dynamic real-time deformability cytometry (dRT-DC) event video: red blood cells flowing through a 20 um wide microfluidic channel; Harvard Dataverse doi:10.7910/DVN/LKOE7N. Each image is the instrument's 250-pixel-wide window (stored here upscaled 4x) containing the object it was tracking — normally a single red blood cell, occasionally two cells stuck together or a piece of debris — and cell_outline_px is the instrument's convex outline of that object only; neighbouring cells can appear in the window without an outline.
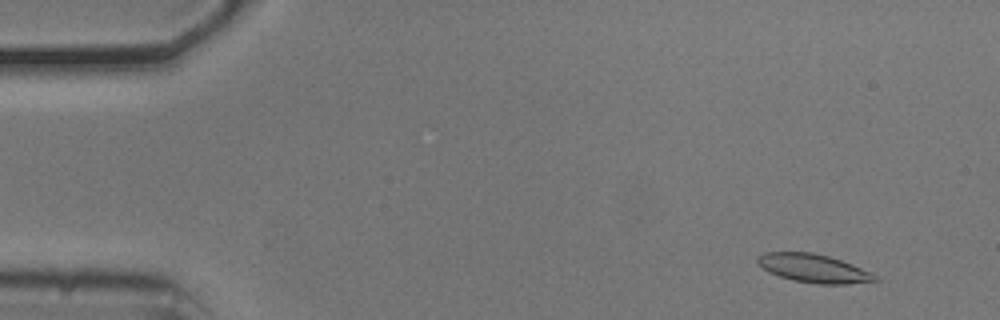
{"species": "common noctule bat (a hibernating species)", "species_latin": "Nyctalus noctula", "temperature_condition": "cold", "stored_images_in_passage": 56, "camera_frame_rate_fps": 3000, "um_per_image_px": 0.085, "animal": {"sex": "male", "body_mass_g": 20.5, "forearm_length_mm": 52.5}, "frame": {"image": 1, "passage_image": 5, "time_ms": 1.333, "image_size_px": [1000, 320], "cell_outline_px": [[880, 280], [848, 284], [816, 284], [792, 280], [768, 272], [756, 264], [756, 256], [764, 252], [812, 252], [828, 256], [852, 264], [872, 272], [880, 276]], "centroid_in_image_um": [69.15, 22.81], "position_along_channel_um": 15.9, "area_um2": 19.77}}
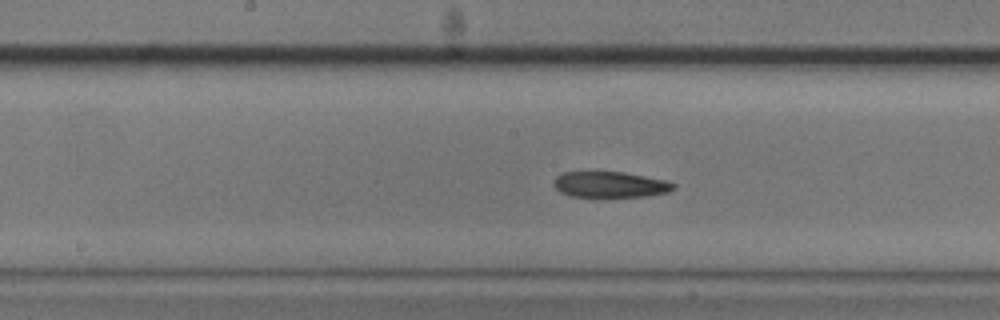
{"frame": {"image": 2, "passage_image": 28, "time_ms": 9.0, "image_size_px": [1000, 320], "cell_outline_px": [[676, 188], [668, 192], [648, 196], [600, 200], [572, 196], [560, 192], [552, 184], [552, 180], [556, 176], [564, 172], [624, 172], [664, 180], [676, 184]], "centroid_in_image_um": [51.83, 15.74], "position_along_channel_um": 196.4, "area_um2": 19.02}}
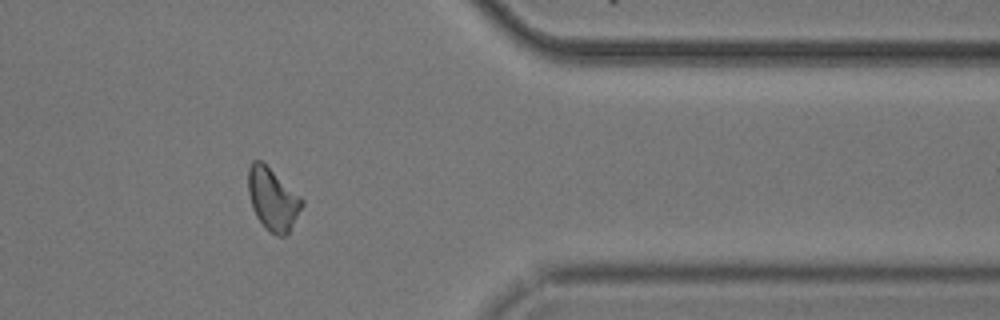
{"frame": {"image": 3, "passage_image": 45, "time_ms": 14.667, "image_size_px": [1000, 320], "cell_outline_px": [[304, 204], [288, 232], [284, 236], [276, 236], [268, 232], [264, 228], [256, 216], [252, 208], [248, 192], [248, 168], [252, 160], [260, 160], [300, 196], [304, 200]], "centroid_in_image_um": [23.16, 16.95], "position_along_channel_um": 388.2, "area_um2": 19.36}}